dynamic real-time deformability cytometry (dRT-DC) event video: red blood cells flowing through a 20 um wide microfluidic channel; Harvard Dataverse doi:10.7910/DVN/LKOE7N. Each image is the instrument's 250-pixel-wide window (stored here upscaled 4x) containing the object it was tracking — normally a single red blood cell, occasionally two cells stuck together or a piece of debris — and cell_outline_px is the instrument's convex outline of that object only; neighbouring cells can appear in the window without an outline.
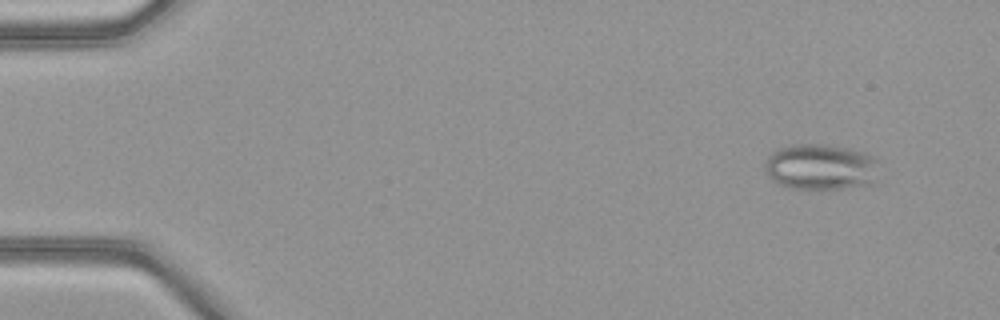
{"species": "common noctule bat (a hibernating species)", "species_latin": "Nyctalus noctula", "temperature_condition": "warm", "stored_images_in_passage": 51, "camera_frame_rate_fps": 3000, "um_per_image_px": 0.085, "animal": {"sex": "female", "body_mass_g": 21.9}, "frame": {"image": 1, "passage_image": 5, "time_ms": 1.333, "image_size_px": [1000, 320], "cell_outline_px": [[876, 160], [872, 184], [840, 188], [788, 188], [772, 180], [764, 172], [764, 160], [776, 148], [792, 144], [824, 144], [848, 148], [864, 152], [872, 156]], "centroid_in_image_um": [69.65, 14.17], "position_along_channel_um": 15.3, "area_um2": 30.4}}
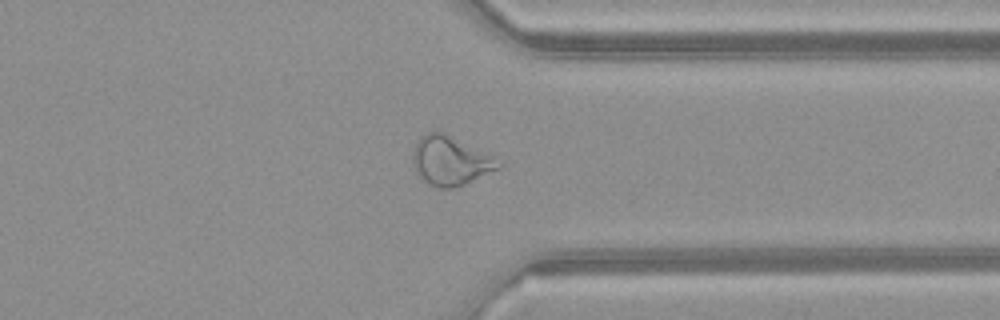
{"frame": {"image": 2, "passage_image": 40, "time_ms": 13.0, "image_size_px": [1000, 320], "cell_outline_px": [[504, 164], [500, 168], [456, 188], [440, 188], [428, 184], [420, 180], [416, 172], [412, 160], [412, 152], [420, 136], [428, 132], [444, 132], [504, 160]], "centroid_in_image_um": [38.32, 13.67], "position_along_channel_um": 373.1, "area_um2": 25.03}}
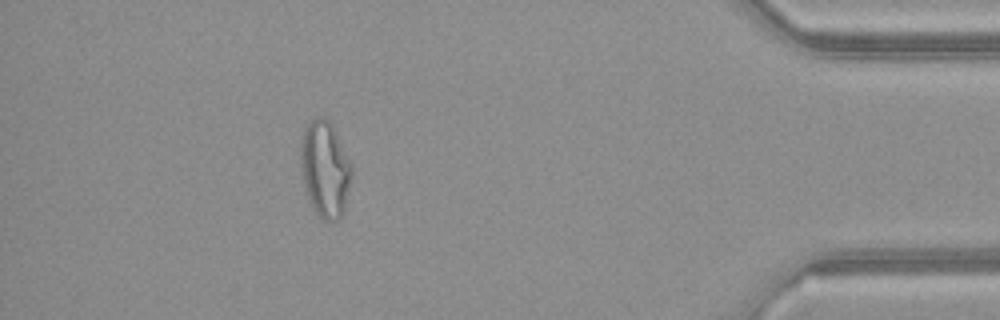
{"frame": {"image": 3, "passage_image": 46, "time_ms": 15.0, "image_size_px": [1000, 320], "cell_outline_px": [[352, 180], [344, 212], [340, 220], [332, 224], [328, 224], [316, 212], [308, 196], [304, 184], [300, 168], [300, 140], [304, 128], [316, 116], [324, 116], [332, 124], [352, 164]], "centroid_in_image_um": [27.65, 14.39], "position_along_channel_um": 407.6, "area_um2": 29.25}, "authors_computed_cell_mechanics": {"area_um2": 28.3798, "velocity_mm_per_s": 4.1513, "shape_relaxation_time_tau1_ms": null, "shape_relaxation_time_tau2_ms": 1.2353, "deformation_change_tau1": null, "deformation_change_tau2": 0.1031}}